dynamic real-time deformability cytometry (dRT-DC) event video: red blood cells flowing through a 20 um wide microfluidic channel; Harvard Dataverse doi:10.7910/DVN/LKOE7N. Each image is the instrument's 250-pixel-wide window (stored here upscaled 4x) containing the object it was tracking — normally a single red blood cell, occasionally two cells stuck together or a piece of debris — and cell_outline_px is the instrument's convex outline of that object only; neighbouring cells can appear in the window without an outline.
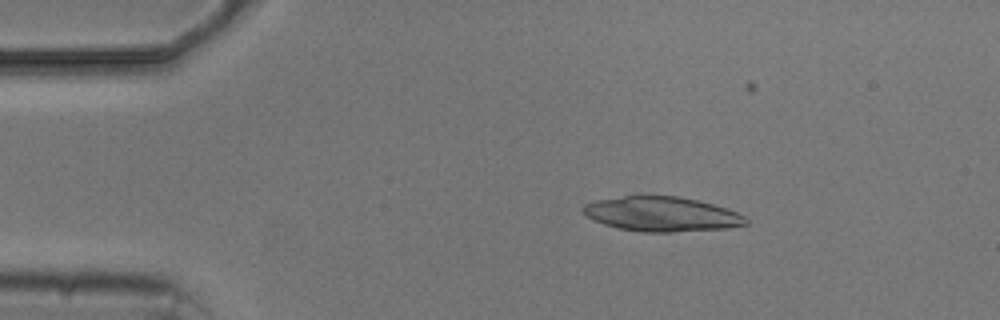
{"species": "common noctule bat (a hibernating species)", "species_latin": "Nyctalus noctula", "temperature_condition": "cold", "stored_images_in_passage": 6, "camera_frame_rate_fps": 3000, "um_per_image_px": 0.085, "animal": {"sex": "male", "body_mass_g": 20.5, "forearm_length_mm": 52.5}, "frame": {"image": 1, "passage_image": 3, "time_ms": 2.333, "image_size_px": [1000, 320], "cell_outline_px": [[748, 224], [728, 228], [672, 232], [644, 232], [616, 228], [592, 220], [580, 208], [584, 204], [596, 200], [624, 196], [680, 196], [728, 208], [744, 216], [748, 220]], "centroid_in_image_um": [56.24, 18.2], "position_along_channel_um": 28.8, "area_um2": 32.89}}